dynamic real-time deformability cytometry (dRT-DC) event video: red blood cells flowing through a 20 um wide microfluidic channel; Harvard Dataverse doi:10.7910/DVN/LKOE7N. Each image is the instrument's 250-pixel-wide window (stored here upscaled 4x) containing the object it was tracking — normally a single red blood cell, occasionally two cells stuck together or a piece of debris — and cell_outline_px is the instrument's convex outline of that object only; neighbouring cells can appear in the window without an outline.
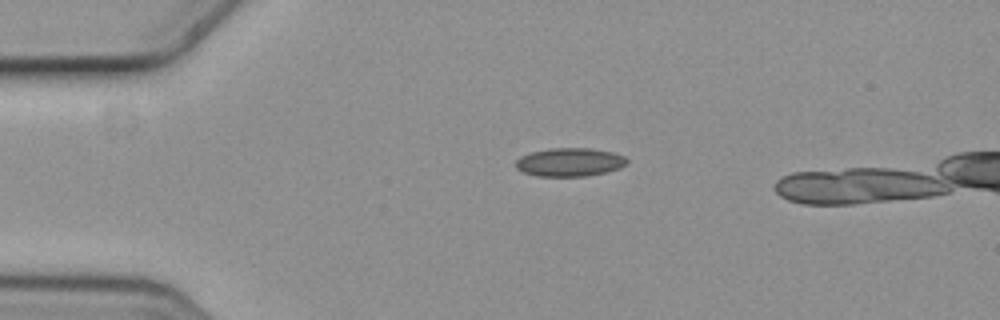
{"species": "common noctule bat (a hibernating species)", "species_latin": "Nyctalus noctula", "temperature_condition": "cold", "stored_images_in_passage": 4, "camera_frame_rate_fps": 3000, "um_per_image_px": 0.085, "animal": {"sex": "female", "body_mass_g": 19.3, "forearm_length_mm": 54.1}, "frame": {"image": 1, "passage_image": 1, "time_ms": 0.0, "image_size_px": [1000, 320], "cell_outline_px": [[628, 164], [620, 168], [604, 172], [584, 176], [536, 176], [524, 172], [516, 168], [516, 160], [520, 156], [532, 152], [548, 148], [592, 148], [612, 152], [624, 156], [628, 160]], "centroid_in_image_um": [48.43, 13.77], "position_along_channel_um": 36.6, "area_um2": 18.44}}
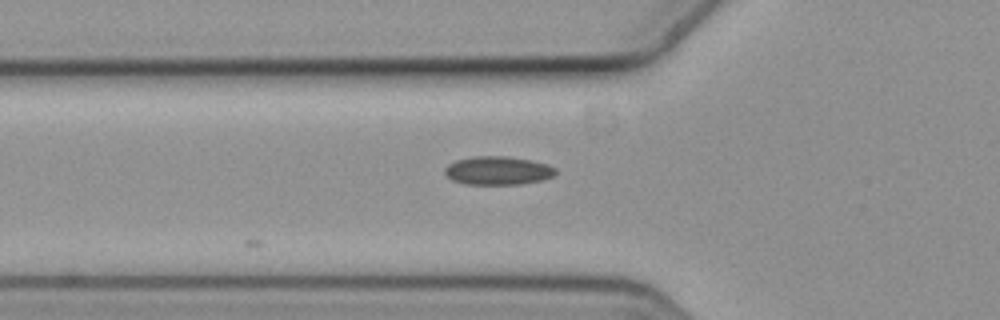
{"frame": {"image": 2, "passage_image": 3, "time_ms": 0.667, "image_size_px": [1000, 320], "cell_outline_px": [[556, 172], [552, 176], [540, 180], [520, 184], [464, 184], [452, 180], [444, 172], [444, 168], [448, 164], [456, 160], [472, 156], [508, 156], [532, 160], [548, 164], [556, 168]], "centroid_in_image_um": [42.3, 14.49], "position_along_channel_um": 83.5, "area_um2": 18.44}}
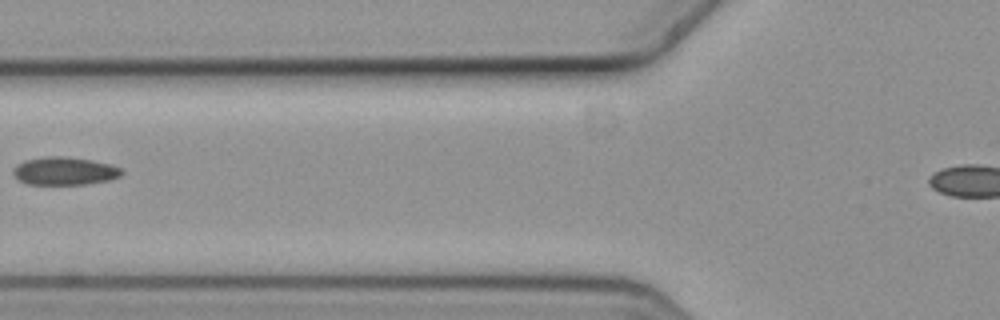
{"frame": {"image": 3, "passage_image": 4, "time_ms": 1.0, "image_size_px": [1000, 320], "cell_outline_px": [[124, 172], [120, 176], [112, 180], [88, 184], [28, 184], [20, 180], [12, 172], [12, 168], [16, 164], [24, 160], [44, 156], [64, 156], [92, 160], [112, 164], [120, 168]], "centroid_in_image_um": [5.5, 14.53], "position_along_channel_um": 120.3, "area_um2": 17.92}}